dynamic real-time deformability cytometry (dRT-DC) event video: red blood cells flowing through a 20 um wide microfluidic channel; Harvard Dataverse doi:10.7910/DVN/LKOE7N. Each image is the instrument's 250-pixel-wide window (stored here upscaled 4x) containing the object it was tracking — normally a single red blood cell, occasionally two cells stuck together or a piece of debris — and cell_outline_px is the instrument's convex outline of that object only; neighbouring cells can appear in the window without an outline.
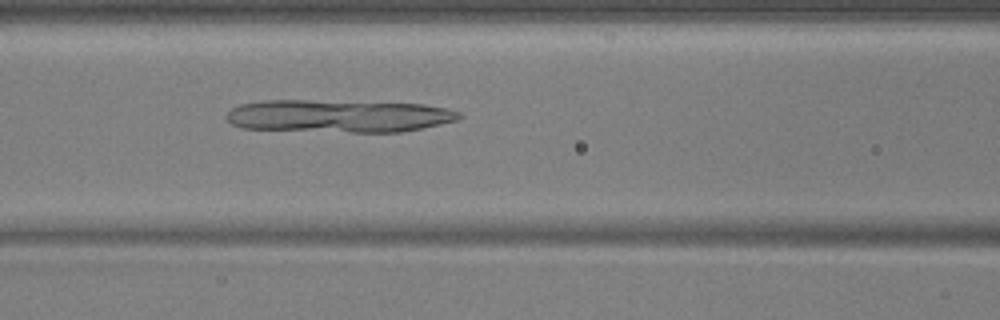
{"species": "common noctule bat (a hibernating species)", "species_latin": "Nyctalus noctula", "temperature_condition": "warm", "stored_images_in_passage": 53, "camera_frame_rate_fps": 3000, "um_per_image_px": 0.085, "animal": {"sex": "male", "body_mass_g": 17.9, "forearm_length_mm": 54.2}, "frame": {"image": 1, "passage_image": 23, "time_ms": 7.333, "image_size_px": [1000, 320], "cell_outline_px": [[464, 116], [460, 120], [400, 132], [352, 132], [244, 128], [232, 124], [224, 116], [232, 108], [240, 104], [264, 100], [304, 100], [424, 104], [444, 108], [460, 112]], "centroid_in_image_um": [28.79, 9.86], "position_along_channel_um": 137.8, "area_um2": 44.16}}
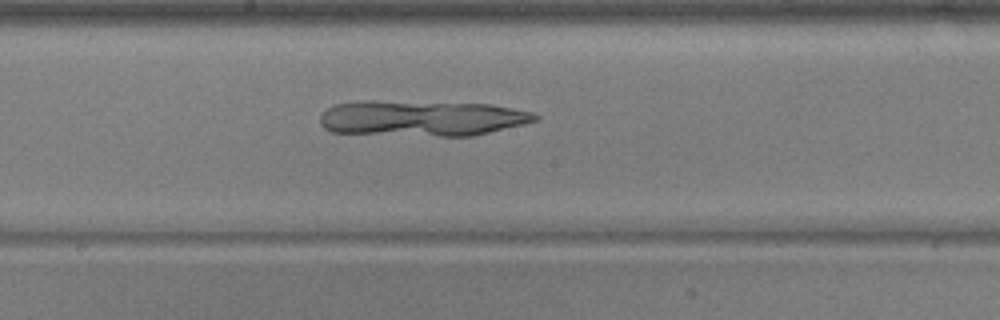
{"frame": {"image": 2, "passage_image": 29, "time_ms": 9.333, "image_size_px": [1000, 320], "cell_outline_px": [[540, 116], [536, 120], [524, 124], [472, 136], [440, 136], [332, 132], [324, 128], [320, 124], [320, 116], [328, 108], [336, 104], [364, 100], [372, 100], [492, 104], [532, 112]], "centroid_in_image_um": [35.85, 10.04], "position_along_channel_um": 212.3, "area_um2": 44.74}}
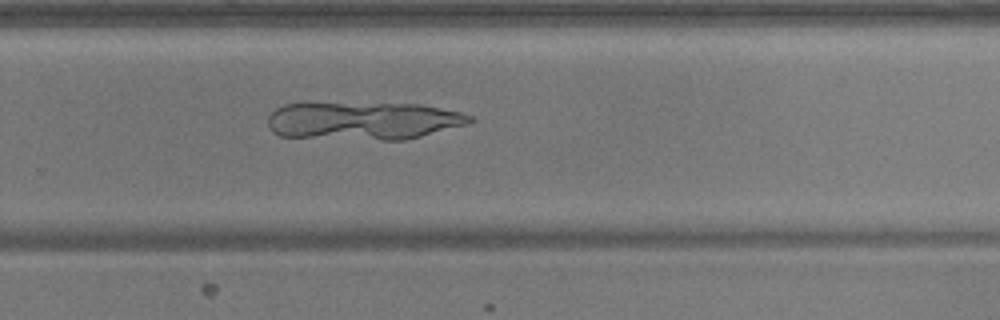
{"frame": {"image": 3, "passage_image": 36, "time_ms": 11.667, "image_size_px": [1000, 320], "cell_outline_px": [[476, 120], [468, 124], [404, 140], [384, 140], [280, 136], [272, 132], [268, 128], [268, 116], [276, 108], [284, 104], [420, 104], [460, 112], [472, 116]], "centroid_in_image_um": [30.88, 10.28], "position_along_channel_um": 298.9, "area_um2": 44.22}}